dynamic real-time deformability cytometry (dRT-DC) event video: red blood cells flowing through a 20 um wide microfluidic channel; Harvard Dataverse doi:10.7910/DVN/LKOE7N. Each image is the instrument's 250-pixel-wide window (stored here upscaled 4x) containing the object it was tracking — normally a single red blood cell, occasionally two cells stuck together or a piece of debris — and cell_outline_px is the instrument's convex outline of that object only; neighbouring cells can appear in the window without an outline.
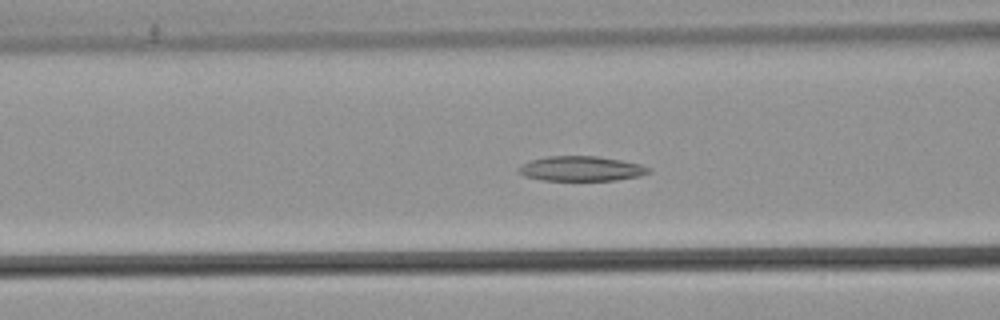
{"species": "common noctule bat (a hibernating species)", "species_latin": "Nyctalus noctula", "temperature_condition": "warm", "stored_images_in_passage": 47, "camera_frame_rate_fps": 3000, "um_per_image_px": 0.085, "animal": {"sex": "male", "body_mass_g": 21.5, "forearm_length_mm": 52.0}, "frame": {"image": 1, "passage_image": 14, "time_ms": 4.333, "image_size_px": [1000, 320], "cell_outline_px": [[652, 172], [640, 176], [616, 180], [544, 180], [524, 176], [516, 168], [532, 160], [548, 156], [596, 156], [620, 160], [640, 164], [652, 168]], "centroid_in_image_um": [49.45, 14.33], "position_along_channel_um": 117.1, "area_um2": 18.73}}
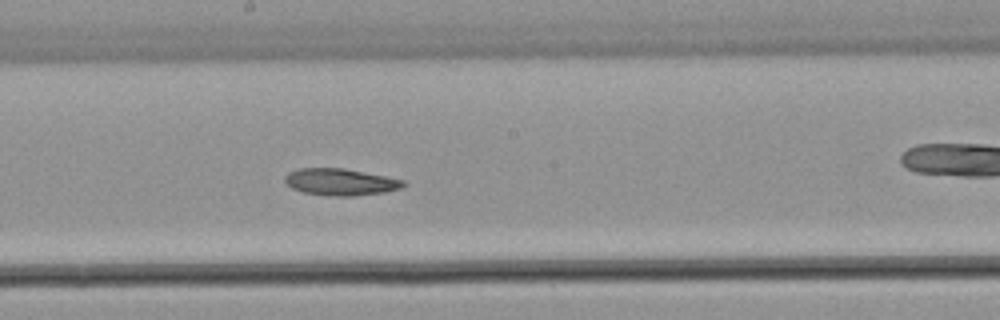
{"frame": {"image": 2, "passage_image": 22, "time_ms": 7.0, "image_size_px": [1000, 320], "cell_outline_px": [[408, 184], [400, 188], [384, 192], [356, 196], [332, 196], [304, 192], [292, 188], [284, 184], [284, 176], [288, 172], [296, 168], [344, 168], [388, 176], [404, 180]], "centroid_in_image_um": [28.93, 15.46], "position_along_channel_um": 219.3, "area_um2": 18.79}}
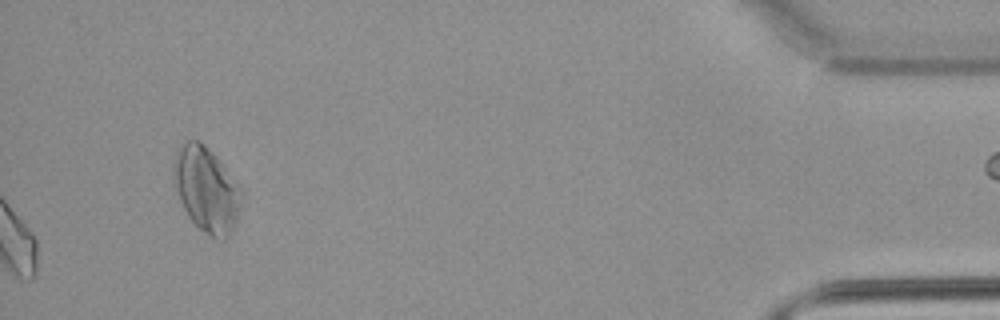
{"frame": {"image": 3, "passage_image": 47, "time_ms": 15.333, "image_size_px": [1000, 320], "cell_outline_px": [[244, 196], [232, 232], [224, 240], [212, 240], [188, 216], [172, 184], [172, 168], [176, 152], [188, 140], [200, 140], [220, 160], [244, 192]], "centroid_in_image_um": [17.55, 16.13], "position_along_channel_um": 417.6, "area_um2": 34.04}}